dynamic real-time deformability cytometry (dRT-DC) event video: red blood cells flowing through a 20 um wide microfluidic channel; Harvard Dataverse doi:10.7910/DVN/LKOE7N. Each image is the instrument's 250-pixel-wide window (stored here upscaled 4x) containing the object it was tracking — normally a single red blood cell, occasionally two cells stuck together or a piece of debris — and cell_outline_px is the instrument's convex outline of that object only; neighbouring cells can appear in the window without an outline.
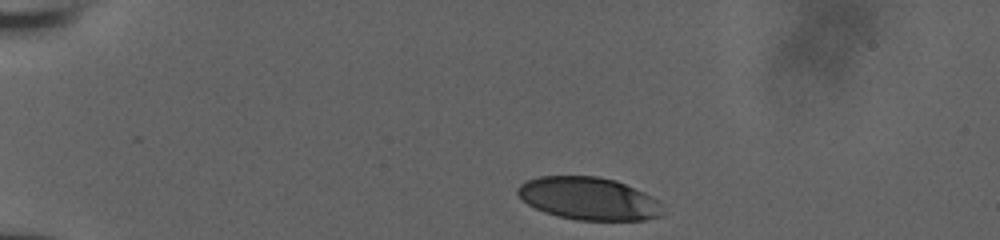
{"species": "human", "species_latin": "Homo sapiens", "temperature_condition": "room temperature", "stored_images_in_passage": 6, "camera_frame_rate_fps": 3000, "um_per_image_px": 0.085, "donor": {"sex": "male"}, "frame": {"image": 1, "passage_image": 1, "time_ms": 0.0, "image_size_px": [1000, 240], "cell_outline_px": [[664, 216], [644, 220], [576, 220], [556, 216], [544, 212], [528, 204], [516, 192], [516, 188], [524, 180], [540, 176], [600, 176], [616, 180], [644, 192], [660, 200], [664, 204]], "centroid_in_image_um": [50.09, 16.88], "position_along_channel_um": 34.9, "area_um2": 36.65}}
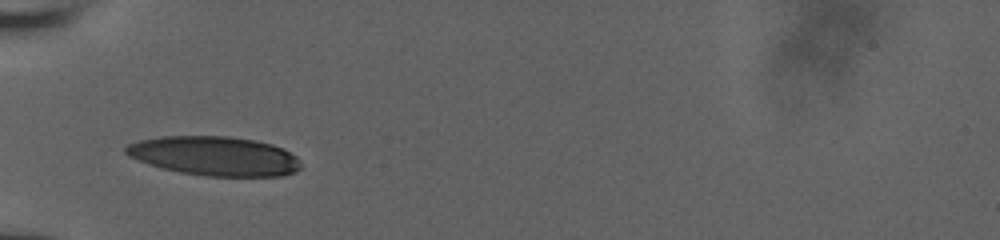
{"frame": {"image": 2, "passage_image": 4, "time_ms": 2.667, "image_size_px": [1000, 240], "cell_outline_px": [[300, 168], [296, 172], [284, 176], [204, 176], [180, 172], [160, 168], [148, 164], [128, 156], [124, 152], [124, 148], [128, 144], [140, 140], [160, 136], [228, 136], [256, 140], [272, 144], [284, 148], [296, 156], [300, 160]], "centroid_in_image_um": [18.25, 13.26], "position_along_channel_um": 66.8, "area_um2": 40.4}}
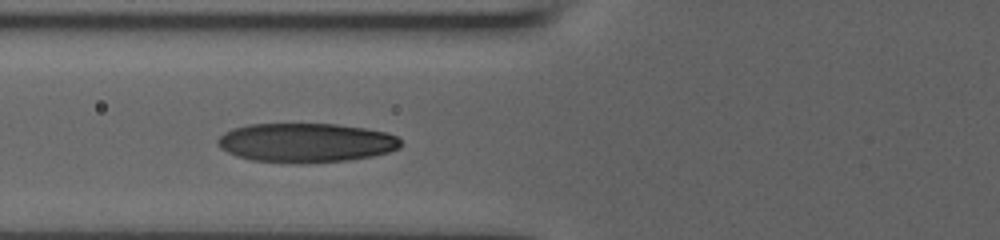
{"frame": {"image": 3, "passage_image": 5, "time_ms": 3.667, "image_size_px": [1000, 240], "cell_outline_px": [[404, 144], [400, 148], [388, 152], [372, 156], [348, 160], [300, 164], [292, 164], [252, 160], [236, 156], [220, 148], [216, 144], [216, 140], [224, 132], [232, 128], [248, 124], [336, 124], [364, 128], [388, 132], [396, 136]], "centroid_in_image_um": [26.0, 12.14], "position_along_channel_um": 99.8, "area_um2": 42.31}}